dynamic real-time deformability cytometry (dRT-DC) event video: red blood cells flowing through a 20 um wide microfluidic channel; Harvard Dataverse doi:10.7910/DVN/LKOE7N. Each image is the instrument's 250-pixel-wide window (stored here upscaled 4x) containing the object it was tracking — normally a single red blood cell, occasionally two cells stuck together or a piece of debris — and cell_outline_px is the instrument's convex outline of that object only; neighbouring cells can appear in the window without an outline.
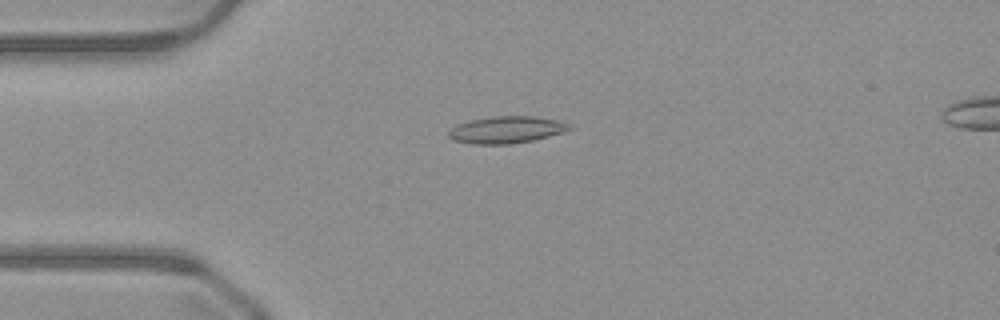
{"species": "common noctule bat (a hibernating species)", "species_latin": "Nyctalus noctula", "temperature_condition": "warm", "stored_images_in_passage": 51, "camera_frame_rate_fps": 3000, "um_per_image_px": 0.085, "animal": {"sex": "male", "body_mass_g": 23.1, "forearm_length_mm": 52.7}, "frame": {"image": 1, "passage_image": 13, "time_ms": 4.0, "image_size_px": [1000, 320], "cell_outline_px": [[572, 128], [564, 132], [532, 140], [512, 144], [472, 144], [452, 140], [448, 136], [448, 132], [452, 128], [468, 120], [492, 116], [536, 116], [556, 120], [572, 124]], "centroid_in_image_um": [43.05, 11.03], "position_along_channel_um": 42.0, "area_um2": 19.02}}
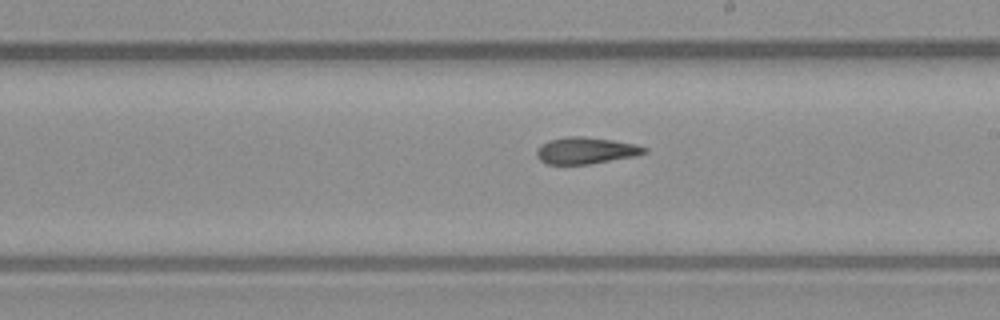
{"frame": {"image": 2, "passage_image": 29, "time_ms": 9.333, "image_size_px": [1000, 320], "cell_outline_px": [[648, 152], [636, 156], [588, 164], [548, 164], [540, 160], [536, 156], [536, 148], [540, 144], [548, 140], [568, 136], [584, 136], [612, 140], [636, 144], [648, 148]], "centroid_in_image_um": [49.78, 12.79], "position_along_channel_um": 239.2, "area_um2": 16.88}}
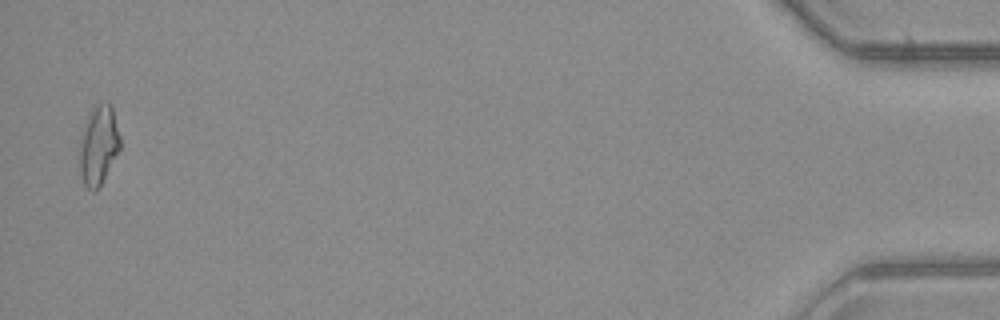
{"frame": {"image": 3, "passage_image": 50, "time_ms": 16.333, "image_size_px": [1000, 320], "cell_outline_px": [[120, 148], [100, 188], [92, 192], [84, 184], [80, 172], [80, 152], [84, 132], [88, 116], [96, 104], [112, 104], [120, 136]], "centroid_in_image_um": [8.42, 12.4], "position_along_channel_um": 426.8, "area_um2": 18.26}, "authors_computed_cell_mechanics": {"area_um2": 17.34, "velocity_mm_per_s": 4.1034, "shape_relaxation_time_tau1_ms": null, "shape_relaxation_time_tau2_ms": 4.2107, "deformation_change_tau1": null, "deformation_change_tau2": 0.1401}}